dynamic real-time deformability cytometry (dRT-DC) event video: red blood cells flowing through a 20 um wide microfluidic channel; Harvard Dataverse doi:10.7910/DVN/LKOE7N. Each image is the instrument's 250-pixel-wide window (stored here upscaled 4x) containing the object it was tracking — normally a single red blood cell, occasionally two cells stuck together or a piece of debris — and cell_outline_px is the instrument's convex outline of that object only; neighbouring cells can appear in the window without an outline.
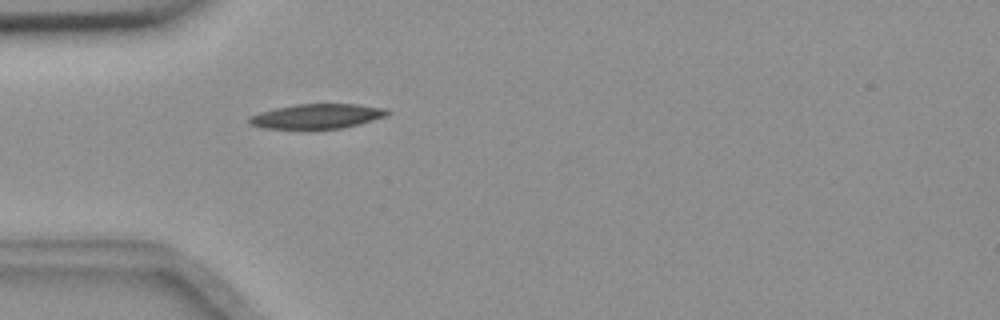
{"species": "common noctule bat (a hibernating species)", "species_latin": "Nyctalus noctula", "temperature_condition": "room temperature", "stored_images_in_passage": 2, "camera_frame_rate_fps": 3000, "um_per_image_px": 0.085, "animal": {"sex": "female", "body_mass_g": 18.4}, "frame": {"image": 1, "passage_image": 2, "time_ms": 0.333, "image_size_px": [1000, 320], "cell_outline_px": [[392, 112], [388, 116], [360, 124], [340, 128], [308, 132], [264, 128], [248, 124], [248, 116], [260, 112], [276, 108], [296, 104], [356, 104], [384, 108]], "centroid_in_image_um": [26.91, 9.93], "position_along_channel_um": 58.1, "area_um2": 20.92}}